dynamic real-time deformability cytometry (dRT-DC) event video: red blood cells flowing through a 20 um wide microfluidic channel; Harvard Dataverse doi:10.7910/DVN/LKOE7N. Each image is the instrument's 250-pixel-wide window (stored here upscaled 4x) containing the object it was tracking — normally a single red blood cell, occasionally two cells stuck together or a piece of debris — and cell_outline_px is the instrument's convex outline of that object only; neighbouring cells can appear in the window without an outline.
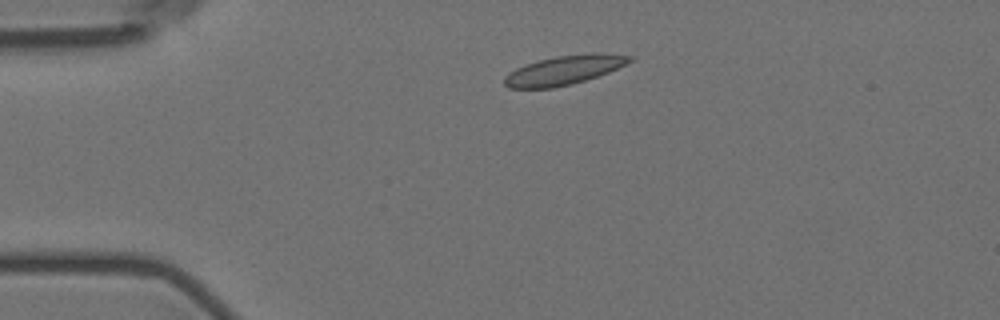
{"species": "Egyptian fruit bat (a non-hibernating species)", "species_latin": "Rousettus aegyptiacus", "temperature_condition": "room temperature", "stored_images_in_passage": 5, "camera_frame_rate_fps": 3000, "um_per_image_px": 0.085, "animal": {"sex": "female"}, "frame": {"image": 1, "passage_image": 5, "time_ms": 4.667, "image_size_px": [1000, 320], "cell_outline_px": [[632, 60], [608, 72], [572, 84], [552, 88], [508, 88], [504, 84], [504, 76], [508, 72], [516, 68], [540, 60], [556, 56], [592, 52], [600, 52], [632, 56]], "centroid_in_image_um": [47.91, 5.96], "position_along_channel_um": 37.1, "area_um2": 21.1}}